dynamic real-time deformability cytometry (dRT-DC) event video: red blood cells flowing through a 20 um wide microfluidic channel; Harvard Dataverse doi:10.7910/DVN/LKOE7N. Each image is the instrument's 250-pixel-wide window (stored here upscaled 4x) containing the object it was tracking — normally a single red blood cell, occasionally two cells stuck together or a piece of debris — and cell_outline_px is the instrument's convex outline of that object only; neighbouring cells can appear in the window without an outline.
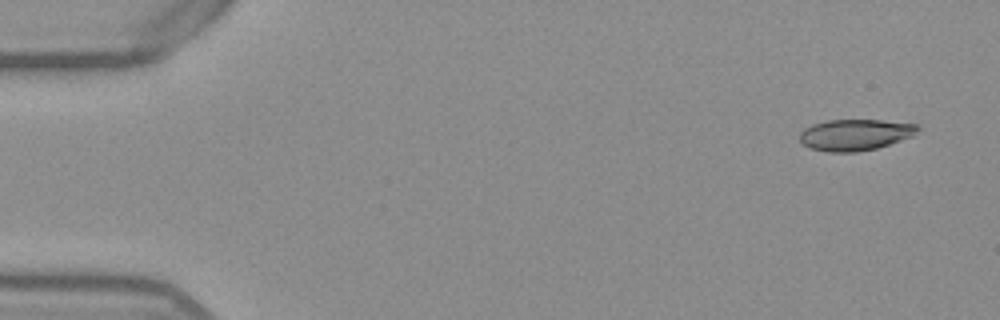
{"species": "Egyptian fruit bat (a non-hibernating species)", "species_latin": "Rousettus aegyptiacus", "temperature_condition": "warm", "stored_images_in_passage": 9, "camera_frame_rate_fps": 3000, "um_per_image_px": 0.085, "frame": {"image": 1, "passage_image": 1, "time_ms": 0.0, "image_size_px": [1000, 320], "cell_outline_px": [[920, 128], [912, 136], [876, 148], [856, 152], [828, 152], [808, 148], [800, 140], [800, 132], [804, 128], [812, 124], [828, 120], [880, 120], [920, 124]], "centroid_in_image_um": [72.67, 11.45], "position_along_channel_um": 12.3, "area_um2": 21.5}}